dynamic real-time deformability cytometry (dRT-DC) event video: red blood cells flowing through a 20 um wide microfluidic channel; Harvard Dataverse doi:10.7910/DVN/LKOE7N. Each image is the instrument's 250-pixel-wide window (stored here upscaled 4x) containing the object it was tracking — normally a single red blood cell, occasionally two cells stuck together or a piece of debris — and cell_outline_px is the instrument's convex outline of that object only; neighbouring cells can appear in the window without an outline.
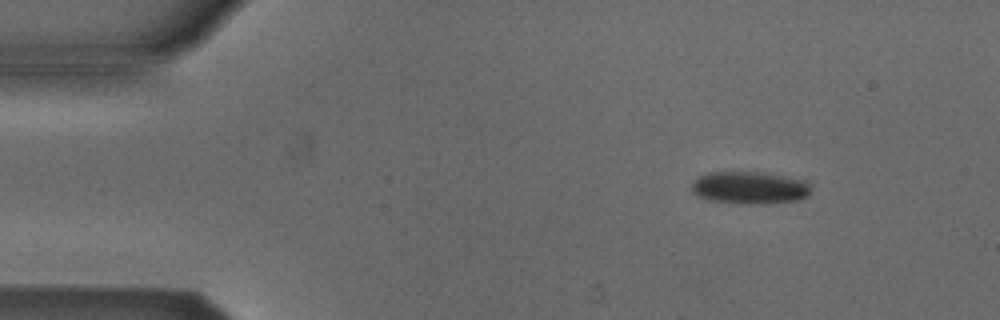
{"species": "Egyptian fruit bat (a non-hibernating species)", "species_latin": "Rousettus aegyptiacus", "temperature_condition": "cold", "stored_images_in_passage": 3, "camera_frame_rate_fps": 3000, "um_per_image_px": 0.085, "animal": {"sex": "male"}, "frame": {"image": 1, "passage_image": 1, "time_ms": 0.0, "image_size_px": [1000, 320], "cell_outline_px": [[808, 196], [796, 200], [768, 204], [748, 204], [708, 200], [696, 196], [692, 192], [692, 184], [700, 176], [708, 172], [764, 172], [804, 180], [808, 184]], "centroid_in_image_um": [63.69, 15.96], "position_along_channel_um": 21.3, "area_um2": 22.48}}